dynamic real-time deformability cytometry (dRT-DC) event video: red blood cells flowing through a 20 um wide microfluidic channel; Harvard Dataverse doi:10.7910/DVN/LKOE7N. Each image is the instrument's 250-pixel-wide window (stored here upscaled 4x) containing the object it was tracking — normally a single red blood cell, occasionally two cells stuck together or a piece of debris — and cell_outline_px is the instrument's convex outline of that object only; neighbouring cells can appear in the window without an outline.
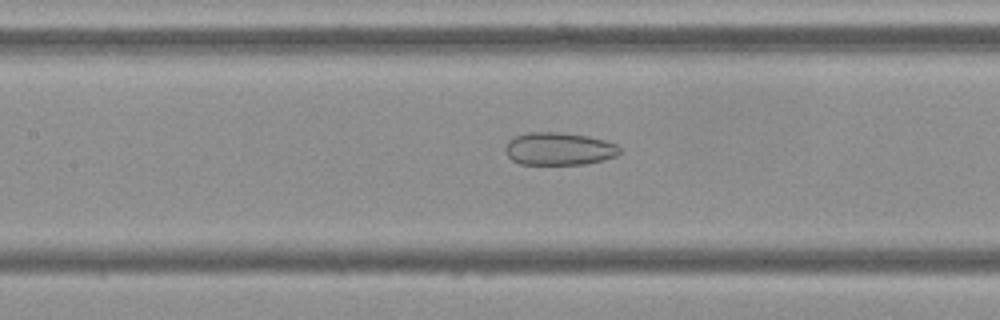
{"species": "Egyptian fruit bat (a non-hibernating species)", "species_latin": "Rousettus aegyptiacus", "temperature_condition": "cold", "stored_images_in_passage": 40, "camera_frame_rate_fps": 3000, "um_per_image_px": 0.085, "frame": {"image": 1, "passage_image": 10, "time_ms": 3.0, "image_size_px": [1000, 320], "cell_outline_px": [[620, 152], [616, 156], [584, 164], [520, 164], [512, 160], [504, 152], [504, 148], [508, 140], [516, 136], [528, 132], [560, 132], [588, 136], [604, 140], [616, 144], [620, 148]], "centroid_in_image_um": [47.47, 12.64], "position_along_channel_um": 159.9, "area_um2": 21.79}}
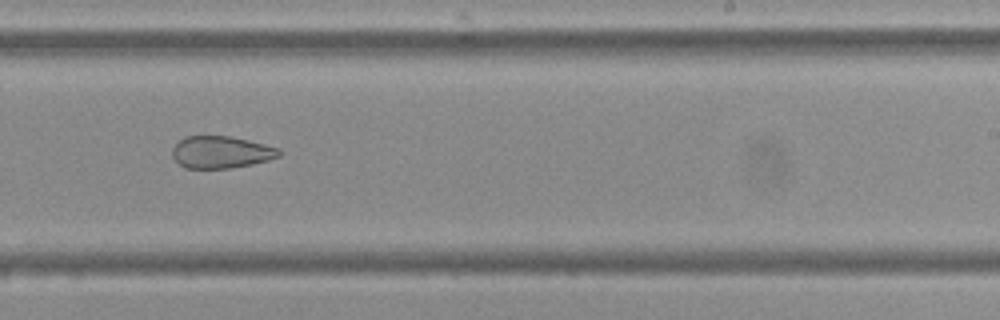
{"frame": {"image": 2, "passage_image": 19, "time_ms": 6.0, "image_size_px": [1000, 320], "cell_outline_px": [[280, 156], [268, 160], [252, 164], [232, 168], [184, 168], [172, 156], [172, 148], [184, 136], [228, 136], [248, 140], [280, 148]], "centroid_in_image_um": [18.79, 12.93], "position_along_channel_um": 270.2, "area_um2": 19.94}}
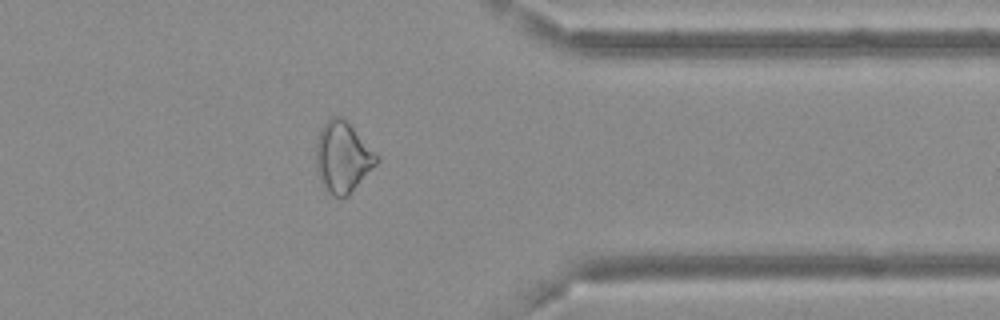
{"frame": {"image": 3, "passage_image": 29, "time_ms": 9.333, "image_size_px": [1000, 320], "cell_outline_px": [[380, 160], [348, 196], [332, 196], [324, 188], [320, 180], [316, 168], [316, 144], [320, 128], [332, 116], [340, 116], [380, 156]], "centroid_in_image_um": [29.12, 13.38], "position_along_channel_um": 382.3, "area_um2": 24.74}, "authors_computed_cell_mechanics": {"area_um2": 23.5824, "velocity_mm_per_s": 3.6901, "shape_relaxation_time_tau1_ms": null, "shape_relaxation_time_tau2_ms": 3.6773, "deformation_change_tau1": null, "deformation_change_tau2": 0.1101}}